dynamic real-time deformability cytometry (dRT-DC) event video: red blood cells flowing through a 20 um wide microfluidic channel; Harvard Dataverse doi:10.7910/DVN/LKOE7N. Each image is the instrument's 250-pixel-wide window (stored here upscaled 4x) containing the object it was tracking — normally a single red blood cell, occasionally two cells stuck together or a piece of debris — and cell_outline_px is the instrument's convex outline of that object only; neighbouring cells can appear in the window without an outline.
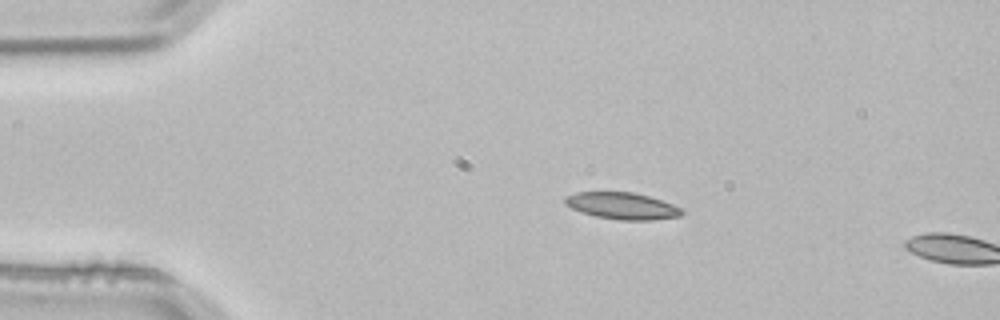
{"species": "common noctule bat (a hibernating species)", "species_latin": "Nyctalus noctula", "temperature_condition": "room temperature", "stored_images_in_passage": 2, "camera_frame_rate_fps": 3000, "um_per_image_px": 0.085, "animal": {"sex": "male", "body_mass_g": 21.5, "forearm_length_mm": 52.0}, "frame": {"image": 1, "passage_image": 1, "time_ms": 0.0, "image_size_px": [1000, 320], "cell_outline_px": [[684, 212], [680, 216], [652, 220], [620, 220], [596, 216], [572, 208], [564, 204], [564, 196], [576, 192], [632, 192], [648, 196], [672, 204], [680, 208]], "centroid_in_image_um": [52.86, 17.49], "position_along_channel_um": 32.1, "area_um2": 18.03}}